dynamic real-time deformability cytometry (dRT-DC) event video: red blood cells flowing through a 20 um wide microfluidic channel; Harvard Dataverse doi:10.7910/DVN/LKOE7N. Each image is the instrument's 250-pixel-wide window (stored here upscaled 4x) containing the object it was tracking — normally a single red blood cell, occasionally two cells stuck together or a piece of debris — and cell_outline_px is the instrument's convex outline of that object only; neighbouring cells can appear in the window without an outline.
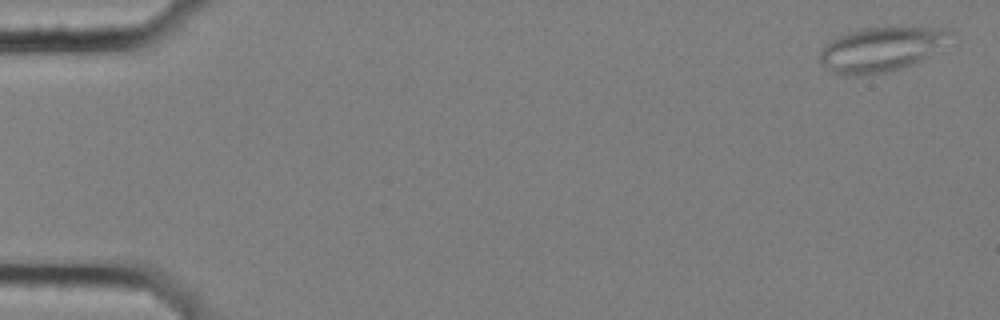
{"species": "common noctule bat (a hibernating species)", "species_latin": "Nyctalus noctula", "temperature_condition": "cold", "stored_images_in_passage": 7, "camera_frame_rate_fps": 3000, "um_per_image_px": 0.085, "animal": {"sex": "female", "body_mass_g": 25.1}, "frame": {"image": 1, "passage_image": 1, "time_ms": 0.0, "image_size_px": [1000, 320], "cell_outline_px": [[944, 32], [928, 56], [904, 68], [888, 72], [860, 76], [840, 76], [832, 72], [820, 64], [820, 52], [836, 36], [848, 32], [864, 28], [944, 28]], "centroid_in_image_um": [74.64, 4.26], "position_along_channel_um": 10.4, "area_um2": 32.37}}
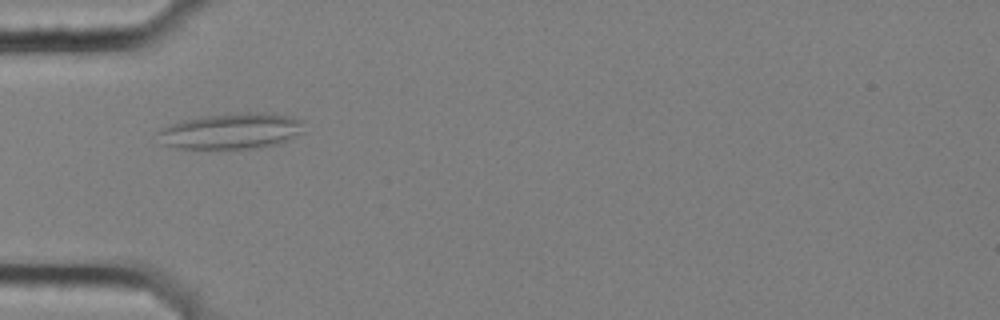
{"frame": {"image": 2, "passage_image": 4, "time_ms": 1.0, "image_size_px": [1000, 320], "cell_outline_px": [[304, 132], [280, 144], [256, 148], [176, 148], [160, 144], [156, 132], [160, 128], [180, 120], [200, 116], [248, 112], [256, 112], [292, 116], [304, 120]], "centroid_in_image_um": [19.65, 11.14], "position_along_channel_um": 65.3, "area_um2": 31.04}}
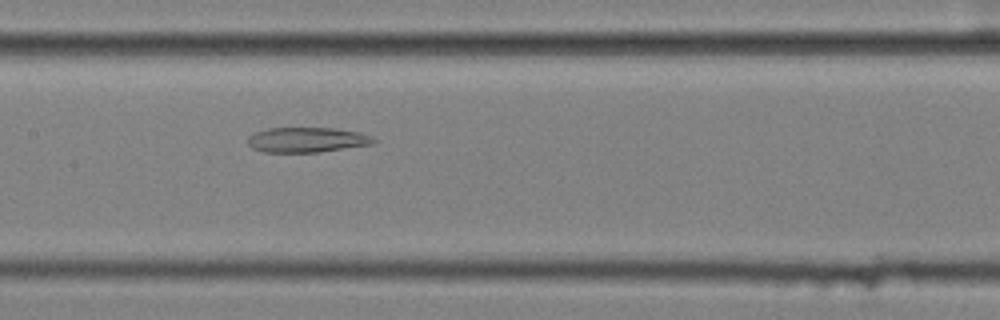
{"frame": {"image": 3, "passage_image": 7, "time_ms": 2.0, "image_size_px": [1000, 320], "cell_outline_px": [[376, 140], [372, 144], [316, 152], [264, 152], [252, 148], [248, 144], [248, 136], [256, 132], [268, 128], [332, 128], [360, 132], [372, 136]], "centroid_in_image_um": [26.07, 11.88], "position_along_channel_um": 181.3, "area_um2": 18.21}}